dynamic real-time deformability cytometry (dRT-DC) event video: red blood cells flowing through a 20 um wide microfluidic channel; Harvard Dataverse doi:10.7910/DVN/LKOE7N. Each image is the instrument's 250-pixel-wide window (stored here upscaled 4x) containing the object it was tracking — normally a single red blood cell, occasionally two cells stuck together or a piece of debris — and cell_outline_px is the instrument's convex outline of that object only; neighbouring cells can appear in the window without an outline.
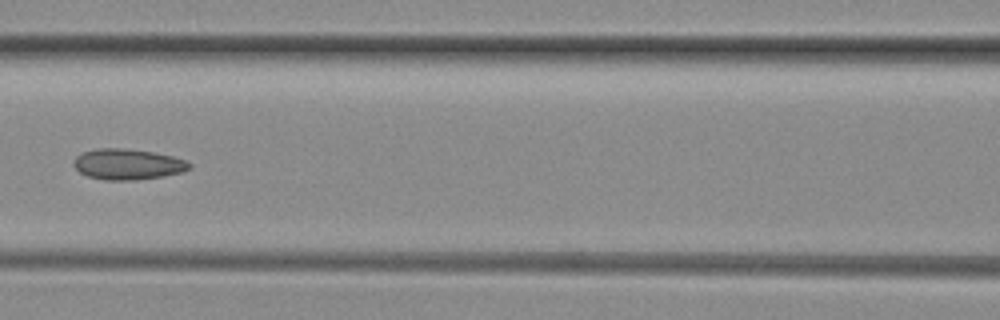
{"species": "common noctule bat (a hibernating species)", "species_latin": "Nyctalus noctula", "temperature_condition": "room temperature", "stored_images_in_passage": 8, "camera_frame_rate_fps": 3000, "um_per_image_px": 0.085, "animal": {"sex": "female", "body_mass_g": 29.2, "forearm_length_mm": 56.3}, "frame": {"image": 1, "passage_image": 7, "time_ms": 2.0, "image_size_px": [1000, 320], "cell_outline_px": [[192, 168], [180, 172], [164, 176], [136, 180], [104, 180], [88, 176], [80, 172], [72, 164], [76, 156], [80, 152], [100, 148], [120, 148], [152, 152], [172, 156], [184, 160], [192, 164]], "centroid_in_image_um": [10.83, 13.96], "position_along_channel_um": 155.8, "area_um2": 20.69}}
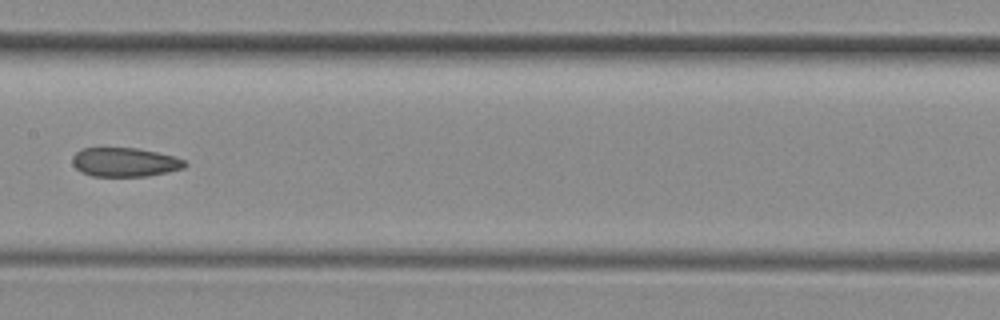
{"frame": {"image": 2, "passage_image": 8, "time_ms": 2.333, "image_size_px": [1000, 320], "cell_outline_px": [[188, 164], [184, 168], [168, 172], [148, 176], [92, 176], [80, 172], [72, 164], [72, 156], [80, 148], [136, 148], [176, 156], [184, 160]], "centroid_in_image_um": [10.6, 13.78], "position_along_channel_um": 196.8, "area_um2": 19.19}}